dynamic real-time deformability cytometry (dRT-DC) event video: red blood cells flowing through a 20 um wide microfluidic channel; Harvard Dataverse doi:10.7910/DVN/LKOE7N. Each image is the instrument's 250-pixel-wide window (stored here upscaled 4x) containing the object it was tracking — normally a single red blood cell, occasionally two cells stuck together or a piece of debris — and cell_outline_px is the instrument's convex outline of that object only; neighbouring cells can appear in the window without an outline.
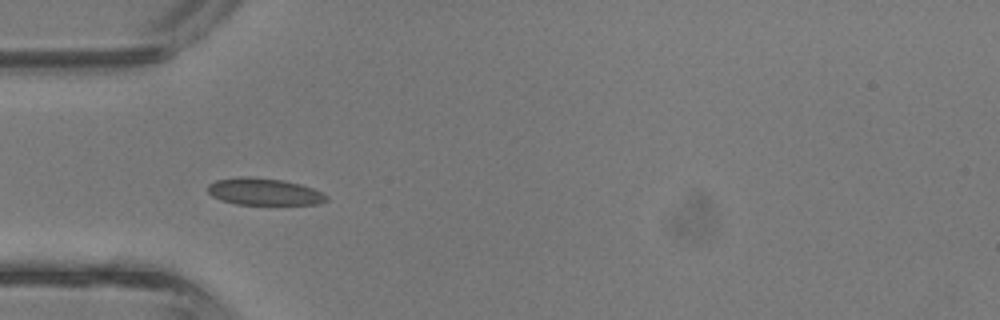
{"species": "common noctule bat (a hibernating species)", "species_latin": "Nyctalus noctula", "temperature_condition": "room temperature", "stored_images_in_passage": 30, "camera_frame_rate_fps": 3000, "um_per_image_px": 0.085, "animal": {"sex": "male", "body_mass_g": 13.3}, "frame": {"image": 1, "passage_image": 1, "time_ms": 0.0, "image_size_px": [1000, 320], "cell_outline_px": [[328, 200], [320, 204], [236, 204], [220, 200], [212, 196], [208, 192], [208, 184], [216, 180], [240, 176], [252, 176], [284, 180], [300, 184], [312, 188], [328, 196]], "centroid_in_image_um": [22.43, 16.28], "position_along_channel_um": 62.6, "area_um2": 18.73}}
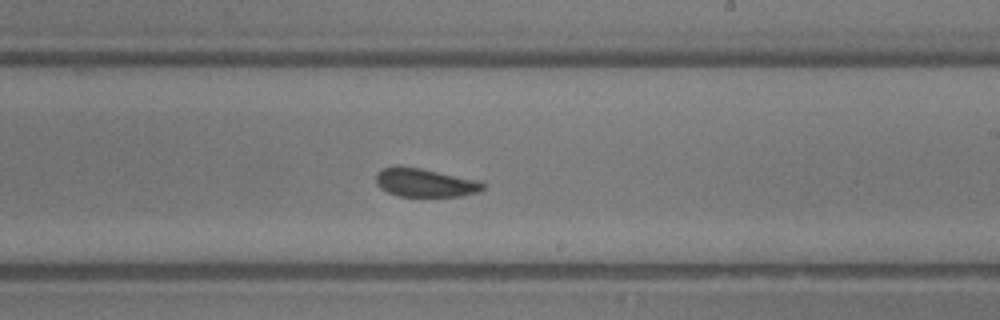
{"frame": {"image": 2, "passage_image": 13, "time_ms": 4.0, "image_size_px": [1000, 320], "cell_outline_px": [[484, 188], [476, 192], [460, 196], [400, 196], [388, 192], [380, 188], [376, 184], [376, 176], [384, 168], [420, 168], [480, 180], [484, 184]], "centroid_in_image_um": [36.17, 15.55], "position_along_channel_um": 252.8, "area_um2": 17.22}}
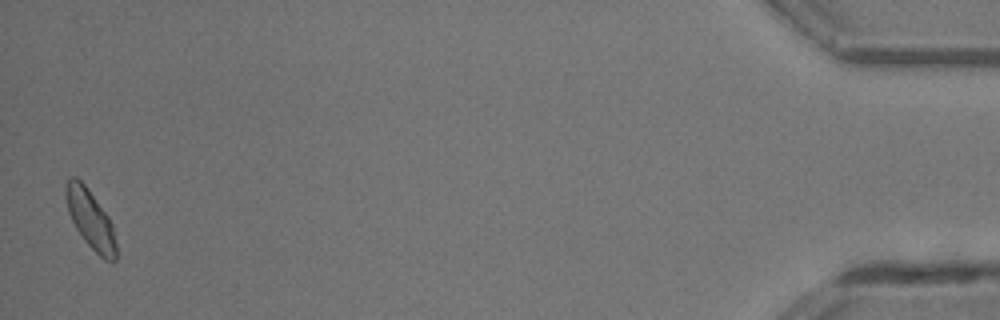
{"frame": {"image": 3, "passage_image": 30, "time_ms": 9.667, "image_size_px": [1000, 320], "cell_outline_px": [[116, 260], [112, 264], [104, 260], [84, 240], [76, 228], [68, 212], [64, 196], [64, 188], [68, 180], [72, 176], [76, 176], [84, 184], [108, 216], [112, 224], [116, 244]], "centroid_in_image_um": [7.68, 18.65], "position_along_channel_um": 427.5, "area_um2": 17.22}}